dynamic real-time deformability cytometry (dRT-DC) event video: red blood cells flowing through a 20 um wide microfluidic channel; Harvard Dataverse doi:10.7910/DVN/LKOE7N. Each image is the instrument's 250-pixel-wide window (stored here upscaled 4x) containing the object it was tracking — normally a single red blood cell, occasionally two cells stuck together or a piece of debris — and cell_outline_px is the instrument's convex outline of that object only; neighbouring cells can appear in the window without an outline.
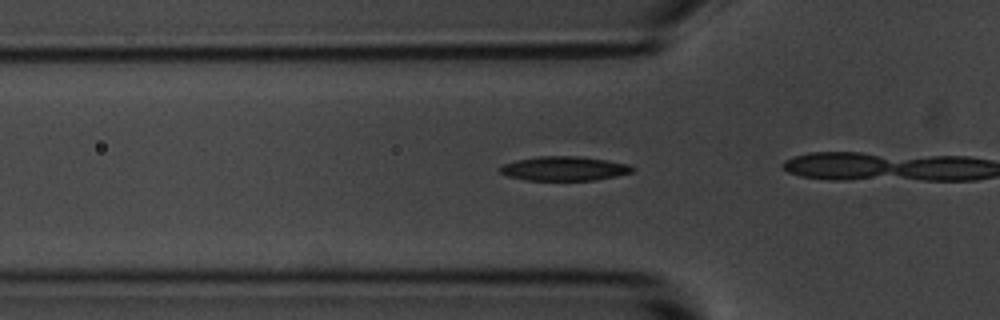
{"species": "common noctule bat (a hibernating species)", "species_latin": "Nyctalus noctula", "temperature_condition": "room temperature", "stored_images_in_passage": 10, "camera_frame_rate_fps": 3000, "um_per_image_px": 0.085, "animal": {"sex": "male", "body_mass_g": 20.1, "forearm_length_mm": 53.5}, "frame": {"image": 1, "passage_image": 9, "time_ms": 2.667, "image_size_px": [1000, 320], "cell_outline_px": [[636, 168], [632, 172], [616, 176], [596, 180], [524, 180], [508, 176], [500, 172], [500, 168], [504, 164], [516, 160], [540, 156], [580, 156], [608, 160], [628, 164]], "centroid_in_image_um": [47.99, 14.32], "position_along_channel_um": 77.8, "area_um2": 18.73}}